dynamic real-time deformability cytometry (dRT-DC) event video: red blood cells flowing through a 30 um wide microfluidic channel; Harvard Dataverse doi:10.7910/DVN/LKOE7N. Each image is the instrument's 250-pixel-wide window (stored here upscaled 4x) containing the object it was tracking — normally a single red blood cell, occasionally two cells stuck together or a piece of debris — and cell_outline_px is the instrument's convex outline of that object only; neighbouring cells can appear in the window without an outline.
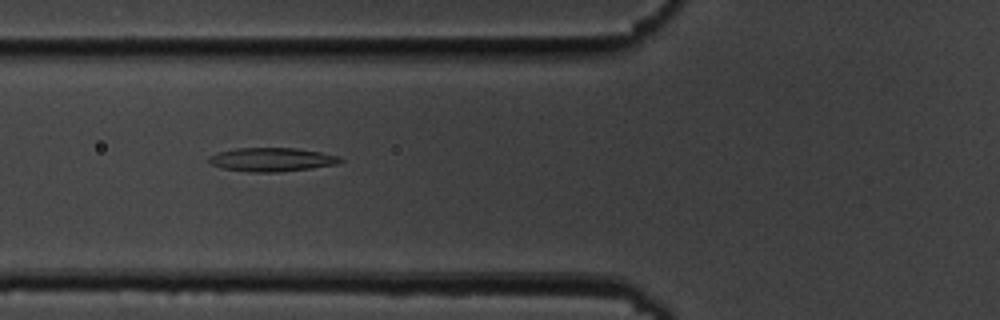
{"species": "common noctule bat (a hibernating species)", "species_latin": "Nyctalus noctula", "temperature_condition": "cold", "stored_images_in_passage": 38, "camera_frame_rate_fps": 3000, "um_per_image_px": 0.085, "animal": {"sex": "male", "body_mass_g": 19.5, "forearm_length_mm": 54.6}, "frame": {"image": 1, "passage_image": 7, "time_ms": 2.0, "image_size_px": [1000, 320], "cell_outline_px": [[344, 160], [336, 164], [312, 168], [276, 172], [248, 172], [220, 168], [208, 164], [208, 156], [220, 152], [236, 148], [296, 148], [320, 152], [340, 156]], "centroid_in_image_um": [23.07, 13.57], "position_along_channel_um": 102.7, "area_um2": 18.26}}
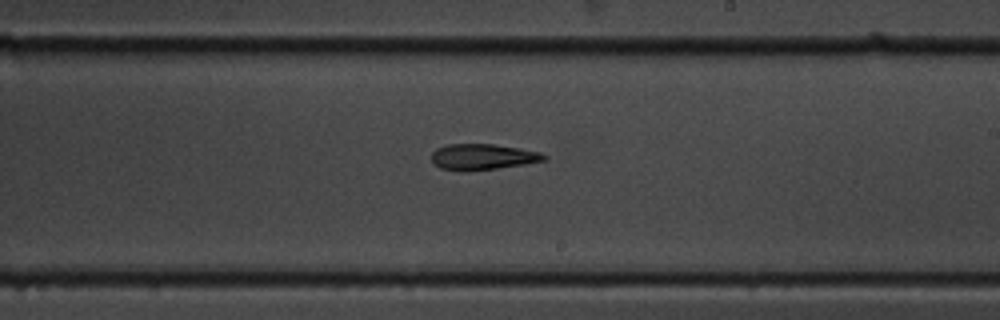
{"frame": {"image": 2, "passage_image": 19, "time_ms": 6.0, "image_size_px": [1000, 320], "cell_outline_px": [[548, 160], [524, 164], [496, 168], [464, 172], [440, 168], [432, 160], [432, 152], [436, 148], [448, 144], [492, 144], [520, 148], [540, 152], [548, 156]], "centroid_in_image_um": [41.04, 13.33], "position_along_channel_um": 248.0, "area_um2": 17.05}}
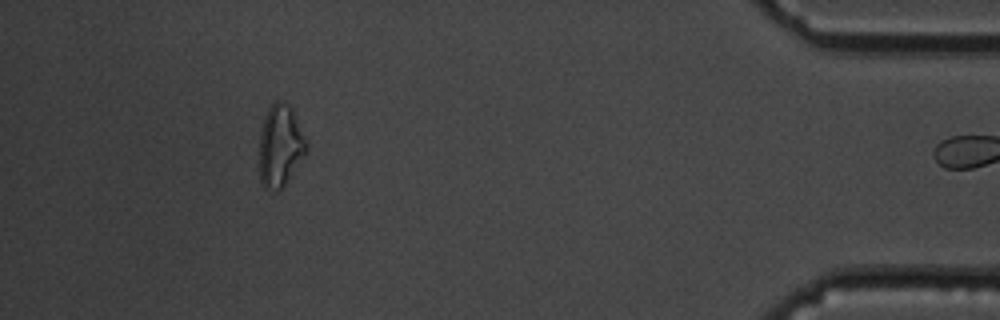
{"frame": {"image": 3, "passage_image": 37, "time_ms": 12.0, "image_size_px": [1000, 320], "cell_outline_px": [[308, 152], [284, 184], [280, 188], [264, 188], [260, 180], [260, 132], [264, 116], [268, 108], [276, 100], [284, 100], [292, 108], [308, 144]], "centroid_in_image_um": [23.84, 12.33], "position_along_channel_um": 411.4, "area_um2": 22.37}}